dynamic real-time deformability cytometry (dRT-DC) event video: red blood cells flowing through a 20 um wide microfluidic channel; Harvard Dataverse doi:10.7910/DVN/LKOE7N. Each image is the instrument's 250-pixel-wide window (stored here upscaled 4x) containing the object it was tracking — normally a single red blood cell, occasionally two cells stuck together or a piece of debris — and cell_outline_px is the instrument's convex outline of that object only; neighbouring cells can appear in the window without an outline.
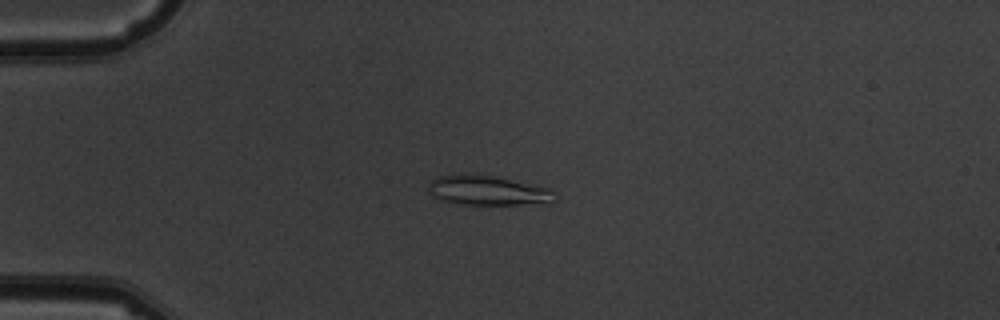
{"species": "common noctule bat (a hibernating species)", "species_latin": "Nyctalus noctula", "temperature_condition": "warm", "stored_images_in_passage": 3, "camera_frame_rate_fps": 3000, "um_per_image_px": 0.085, "animal": {"sex": "male", "body_mass_g": 19.5, "forearm_length_mm": 54.6}, "frame": {"image": 1, "passage_image": 3, "time_ms": 2.333, "image_size_px": [1000, 320], "cell_outline_px": [[556, 200], [548, 204], [464, 204], [440, 200], [428, 192], [428, 184], [432, 180], [440, 176], [468, 172], [476, 172], [496, 176], [552, 188], [556, 192]], "centroid_in_image_um": [41.52, 16.16], "position_along_channel_um": 43.5, "area_um2": 22.54}}